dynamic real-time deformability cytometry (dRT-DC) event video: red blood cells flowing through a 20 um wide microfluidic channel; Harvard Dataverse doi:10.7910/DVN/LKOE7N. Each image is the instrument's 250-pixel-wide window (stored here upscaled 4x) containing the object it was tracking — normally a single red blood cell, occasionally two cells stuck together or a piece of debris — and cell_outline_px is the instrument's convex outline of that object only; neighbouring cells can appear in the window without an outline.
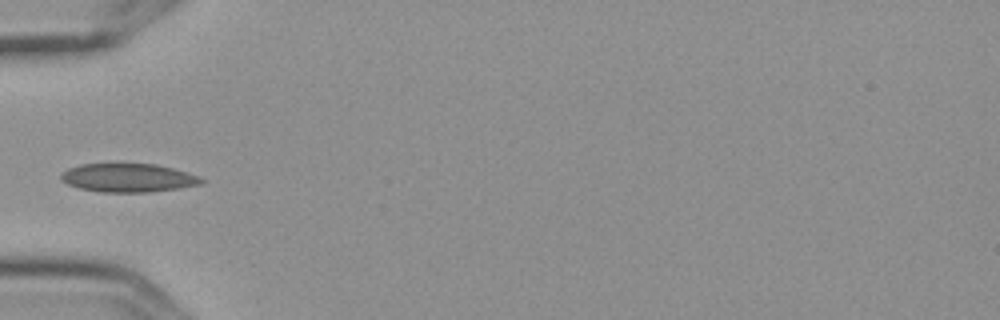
{"species": "Egyptian fruit bat (a non-hibernating species)", "species_latin": "Rousettus aegyptiacus", "temperature_condition": "cold", "stored_images_in_passage": 6, "camera_frame_rate_fps": 3000, "um_per_image_px": 0.085, "frame": {"image": 1, "passage_image": 6, "time_ms": 1.667, "image_size_px": [1000, 320], "cell_outline_px": [[204, 184], [180, 188], [148, 192], [104, 192], [80, 188], [68, 184], [60, 180], [60, 176], [68, 168], [80, 164], [156, 164], [188, 172], [204, 180]], "centroid_in_image_um": [10.91, 15.11], "position_along_channel_um": 74.1, "area_um2": 23.24}}